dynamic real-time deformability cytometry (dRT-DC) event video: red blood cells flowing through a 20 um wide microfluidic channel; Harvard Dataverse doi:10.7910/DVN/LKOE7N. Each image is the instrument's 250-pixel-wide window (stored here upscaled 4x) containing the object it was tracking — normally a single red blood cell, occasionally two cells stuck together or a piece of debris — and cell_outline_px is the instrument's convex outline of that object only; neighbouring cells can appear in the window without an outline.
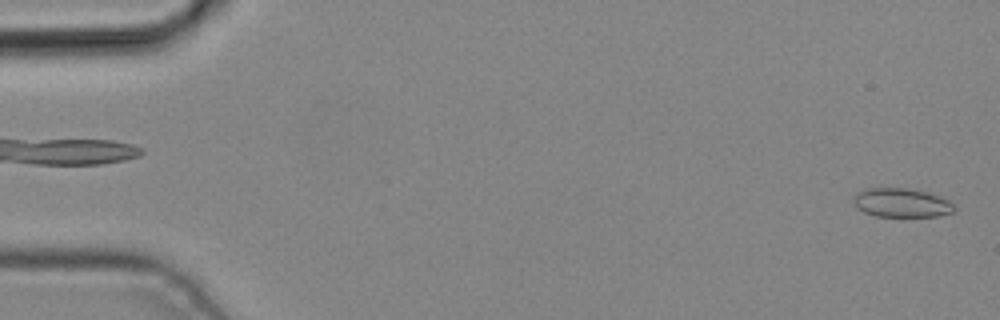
{"species": "common noctule bat (a hibernating species)", "species_latin": "Nyctalus noctula", "temperature_condition": "cold", "stored_images_in_passage": 4, "camera_frame_rate_fps": 3000, "um_per_image_px": 0.085, "animal": {"sex": "male", "body_mass_g": 19.2, "forearm_length_mm": 51.8}, "frame": {"image": 1, "passage_image": 4, "time_ms": 1.0, "image_size_px": [1000, 320], "cell_outline_px": [[956, 208], [952, 212], [940, 216], [876, 216], [864, 212], [856, 208], [852, 200], [852, 196], [868, 188], [908, 188], [928, 192], [940, 196], [948, 200]], "centroid_in_image_um": [76.62, 17.23], "position_along_channel_um": 8.4, "area_um2": 17.05}}